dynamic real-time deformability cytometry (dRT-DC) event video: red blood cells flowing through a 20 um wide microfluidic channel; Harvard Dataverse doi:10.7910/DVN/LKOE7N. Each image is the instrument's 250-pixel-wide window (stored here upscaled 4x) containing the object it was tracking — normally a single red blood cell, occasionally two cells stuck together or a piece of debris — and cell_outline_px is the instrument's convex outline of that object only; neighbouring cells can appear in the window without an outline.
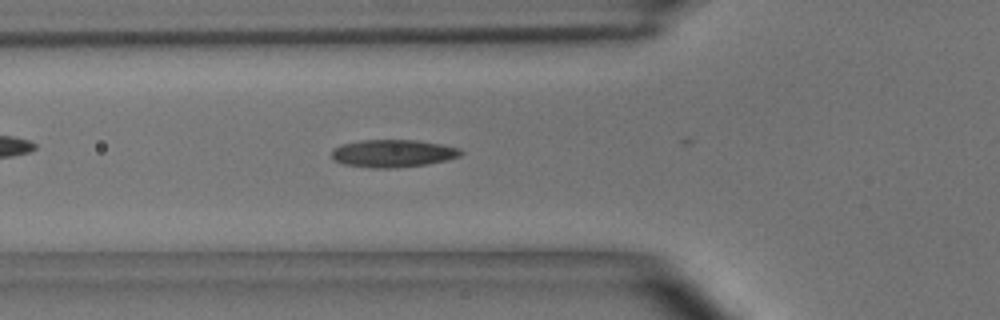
{"species": "common noctule bat (a hibernating species)", "species_latin": "Nyctalus noctula", "temperature_condition": "room temperature", "stored_images_in_passage": 9, "camera_frame_rate_fps": 3000, "um_per_image_px": 0.085, "animal": {"sex": "male", "body_mass_g": 15.6}, "frame": {"image": 1, "passage_image": 7, "time_ms": 2.0, "image_size_px": [1000, 320], "cell_outline_px": [[464, 152], [460, 156], [448, 160], [428, 164], [392, 168], [372, 168], [344, 164], [336, 160], [332, 156], [332, 148], [340, 144], [360, 140], [416, 140], [440, 144], [460, 148]], "centroid_in_image_um": [33.41, 13.03], "position_along_channel_um": 92.4, "area_um2": 20.87}}